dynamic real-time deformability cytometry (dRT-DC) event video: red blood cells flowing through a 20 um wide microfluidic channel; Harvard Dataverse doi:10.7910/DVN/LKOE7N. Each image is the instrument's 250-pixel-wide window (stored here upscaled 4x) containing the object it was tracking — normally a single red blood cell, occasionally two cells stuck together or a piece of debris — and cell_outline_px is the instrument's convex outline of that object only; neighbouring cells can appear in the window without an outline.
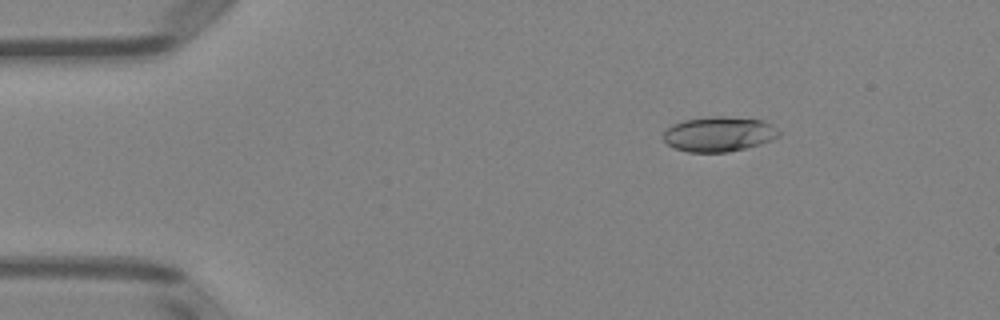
{"species": "Egyptian fruit bat (a non-hibernating species)", "species_latin": "Rousettus aegyptiacus", "temperature_condition": "room temperature", "stored_images_in_passage": 51, "camera_frame_rate_fps": 3000, "um_per_image_px": 0.085, "animal": {"sex": "female"}, "frame": {"image": 1, "passage_image": 8, "time_ms": 2.333, "image_size_px": [1000, 320], "cell_outline_px": [[780, 136], [772, 140], [760, 144], [728, 152], [688, 152], [676, 148], [668, 144], [664, 140], [664, 132], [672, 124], [684, 120], [712, 116], [724, 116], [764, 120], [772, 124], [780, 132]], "centroid_in_image_um": [61.14, 11.39], "position_along_channel_um": 23.9, "area_um2": 23.52}}
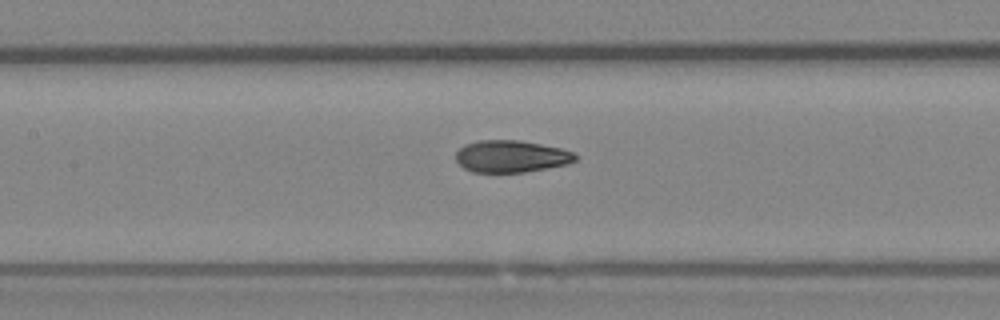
{"frame": {"image": 2, "passage_image": 24, "time_ms": 7.667, "image_size_px": [1000, 320], "cell_outline_px": [[576, 160], [568, 164], [524, 172], [472, 172], [464, 168], [456, 160], [456, 152], [464, 144], [480, 140], [520, 140], [560, 148], [572, 152], [576, 156]], "centroid_in_image_um": [43.42, 13.29], "position_along_channel_um": 164.0, "area_um2": 22.2}}
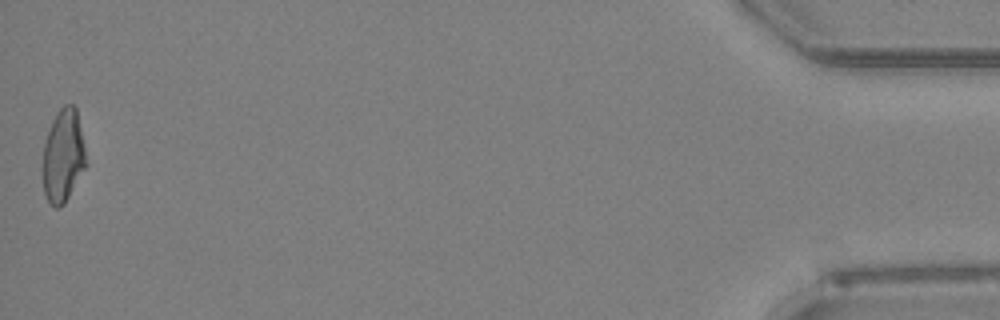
{"frame": {"image": 3, "passage_image": 51, "time_ms": 16.667, "image_size_px": [1000, 320], "cell_outline_px": [[88, 164], [64, 204], [60, 208], [56, 208], [48, 200], [44, 192], [44, 144], [52, 120], [56, 112], [64, 104], [72, 104], [76, 108]], "centroid_in_image_um": [5.4, 13.24], "position_along_channel_um": 429.8, "area_um2": 23.24}, "authors_computed_cell_mechanics": {"area_um2": 23.3512, "velocity_mm_per_s": 4.0114, "shape_relaxation_time_tau1_ms": 7.6006, "shape_relaxation_time_tau2_ms": 1.4392, "deformation_change_tau1": 0.2291, "deformation_change_tau2": 0.0761}}